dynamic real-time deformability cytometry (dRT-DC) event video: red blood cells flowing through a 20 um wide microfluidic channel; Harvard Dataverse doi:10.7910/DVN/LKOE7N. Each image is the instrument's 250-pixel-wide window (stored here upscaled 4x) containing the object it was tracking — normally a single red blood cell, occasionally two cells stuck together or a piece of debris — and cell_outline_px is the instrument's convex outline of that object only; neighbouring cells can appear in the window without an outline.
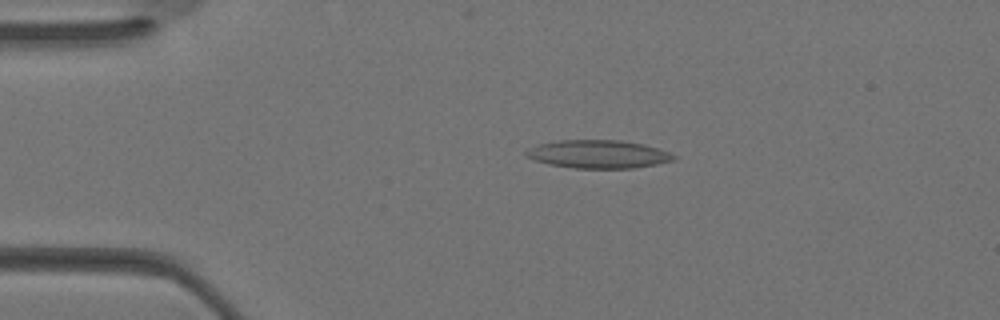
{"species": "Egyptian fruit bat (a non-hibernating species)", "species_latin": "Rousettus aegyptiacus", "temperature_condition": "warm", "stored_images_in_passage": 30, "camera_frame_rate_fps": 3000, "um_per_image_px": 0.085, "animal": {"sex": "female"}, "frame": {"image": 1, "passage_image": 3, "time_ms": 0.667, "image_size_px": [1000, 320], "cell_outline_px": [[676, 156], [672, 160], [656, 164], [632, 168], [576, 168], [548, 164], [536, 160], [528, 156], [524, 152], [528, 148], [536, 144], [560, 140], [620, 140], [644, 144], [668, 152]], "centroid_in_image_um": [50.81, 13.09], "position_along_channel_um": 34.2, "area_um2": 23.99}}
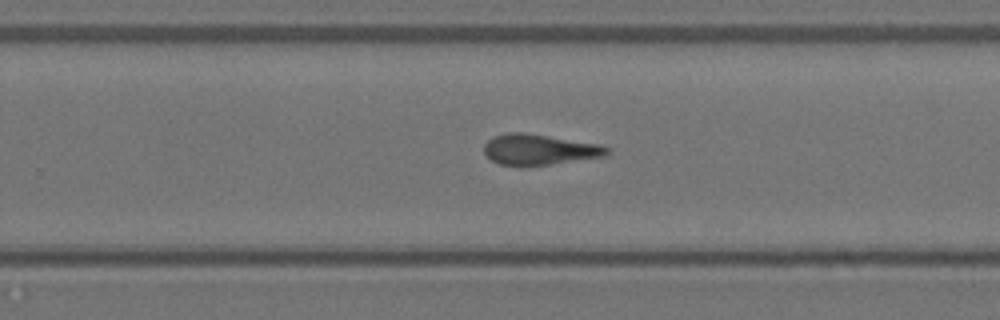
{"frame": {"image": 2, "passage_image": 18, "time_ms": 5.667, "image_size_px": [1000, 320], "cell_outline_px": [[608, 156], [528, 168], [500, 164], [492, 160], [484, 152], [484, 144], [492, 136], [508, 132], [524, 132], [600, 144], [608, 148]], "centroid_in_image_um": [45.83, 12.74], "position_along_channel_um": 284.0, "area_um2": 22.54}}
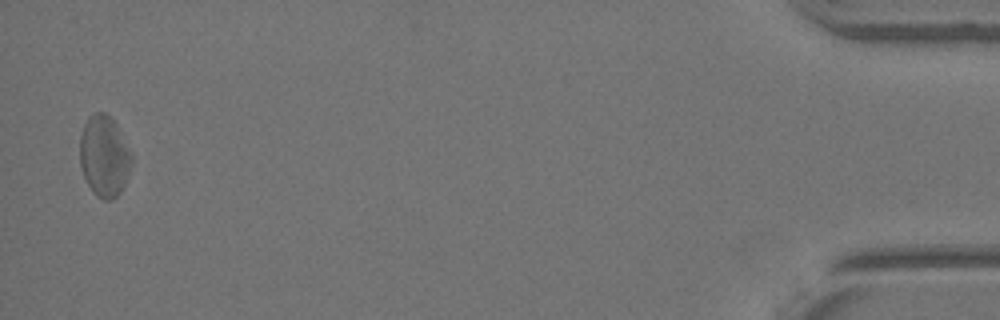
{"frame": {"image": 3, "passage_image": 30, "time_ms": 9.667, "image_size_px": [1000, 320], "cell_outline_px": [[132, 164], [124, 184], [120, 192], [112, 200], [104, 200], [96, 196], [92, 192], [84, 176], [80, 164], [80, 136], [84, 124], [88, 116], [96, 112], [104, 112], [116, 124], [132, 156]], "centroid_in_image_um": [8.84, 13.29], "position_along_channel_um": 426.4, "area_um2": 24.28}}